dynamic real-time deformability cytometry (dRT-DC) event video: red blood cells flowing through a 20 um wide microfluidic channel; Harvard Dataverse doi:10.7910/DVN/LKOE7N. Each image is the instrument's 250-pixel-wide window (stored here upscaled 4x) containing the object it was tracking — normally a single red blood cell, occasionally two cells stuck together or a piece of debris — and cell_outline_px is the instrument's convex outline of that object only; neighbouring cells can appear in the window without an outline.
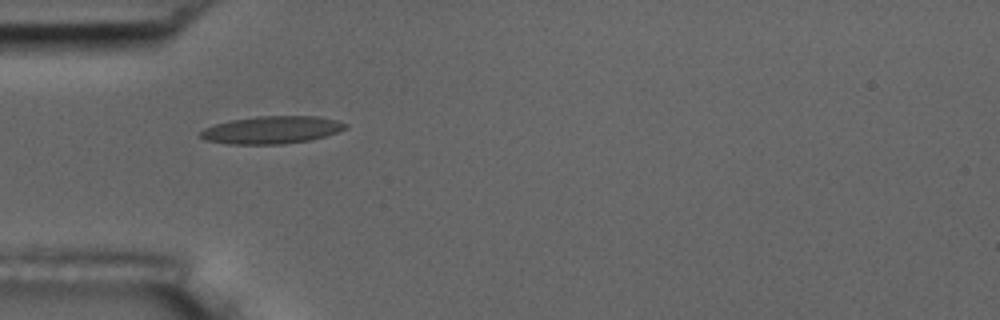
{"species": "common noctule bat (a hibernating species)", "species_latin": "Nyctalus noctula", "temperature_condition": "room temperature", "stored_images_in_passage": 7, "camera_frame_rate_fps": 3000, "um_per_image_px": 0.085, "animal": {"sex": "male", "body_mass_g": 17.5, "forearm_length_mm": 52.3}, "frame": {"image": 1, "passage_image": 6, "time_ms": 6.667, "image_size_px": [1000, 320], "cell_outline_px": [[348, 128], [312, 140], [284, 144], [228, 144], [204, 140], [200, 136], [200, 132], [204, 128], [216, 124], [232, 120], [256, 116], [320, 116], [336, 120], [348, 124]], "centroid_in_image_um": [23.11, 11.04], "position_along_channel_um": 61.9, "area_um2": 23.35}}